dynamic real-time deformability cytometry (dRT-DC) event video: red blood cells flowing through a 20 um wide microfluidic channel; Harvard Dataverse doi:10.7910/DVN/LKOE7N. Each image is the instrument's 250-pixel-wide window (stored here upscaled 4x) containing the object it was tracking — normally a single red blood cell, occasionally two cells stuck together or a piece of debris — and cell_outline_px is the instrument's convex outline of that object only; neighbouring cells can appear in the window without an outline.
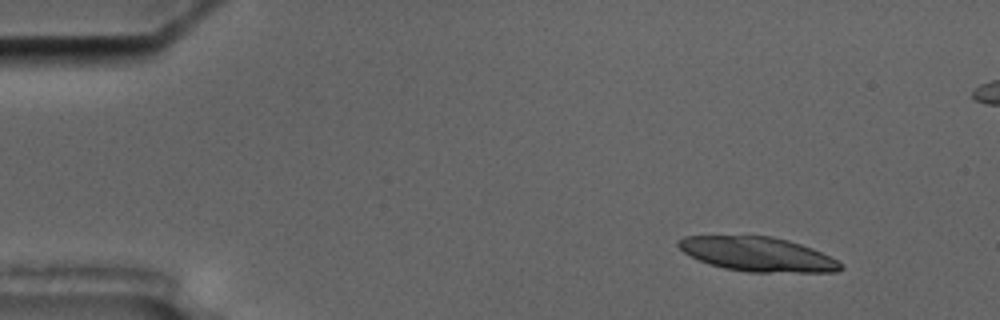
{"species": "common noctule bat (a hibernating species)", "species_latin": "Nyctalus noctula", "temperature_condition": "cold", "stored_images_in_passage": 3, "camera_frame_rate_fps": 3000, "um_per_image_px": 0.085, "animal": {"sex": "male", "body_mass_g": 17.5, "forearm_length_mm": 52.3}, "frame": {"image": 1, "passage_image": 1, "time_ms": 0.0, "image_size_px": [1000, 320], "cell_outline_px": [[844, 268], [836, 272], [748, 272], [724, 268], [700, 260], [684, 252], [676, 244], [676, 240], [684, 236], [772, 236], [788, 240], [812, 248], [836, 260]], "centroid_in_image_um": [64.39, 21.6], "position_along_channel_um": 20.6, "area_um2": 32.14}}